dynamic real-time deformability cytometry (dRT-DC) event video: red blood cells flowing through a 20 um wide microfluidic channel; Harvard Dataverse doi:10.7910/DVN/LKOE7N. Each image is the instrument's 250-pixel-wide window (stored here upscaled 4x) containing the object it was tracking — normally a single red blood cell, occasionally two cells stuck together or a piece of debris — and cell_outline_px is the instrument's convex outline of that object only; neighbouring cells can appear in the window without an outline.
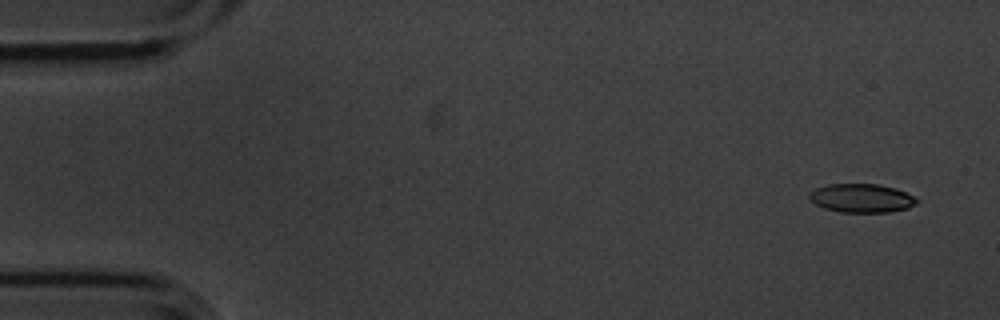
{"species": "common noctule bat (a hibernating species)", "species_latin": "Nyctalus noctula", "temperature_condition": "cold", "stored_images_in_passage": 5, "camera_frame_rate_fps": 3000, "um_per_image_px": 0.085, "animal": {"sex": "male", "body_mass_g": 20.1, "forearm_length_mm": 53.5}, "frame": {"image": 1, "passage_image": 1, "time_ms": 0.0, "image_size_px": [1000, 320], "cell_outline_px": [[920, 200], [916, 204], [908, 208], [892, 212], [840, 212], [824, 208], [816, 204], [808, 196], [816, 188], [828, 184], [880, 184], [896, 188]], "centroid_in_image_um": [73.27, 16.84], "position_along_channel_um": 11.7, "area_um2": 17.92}}
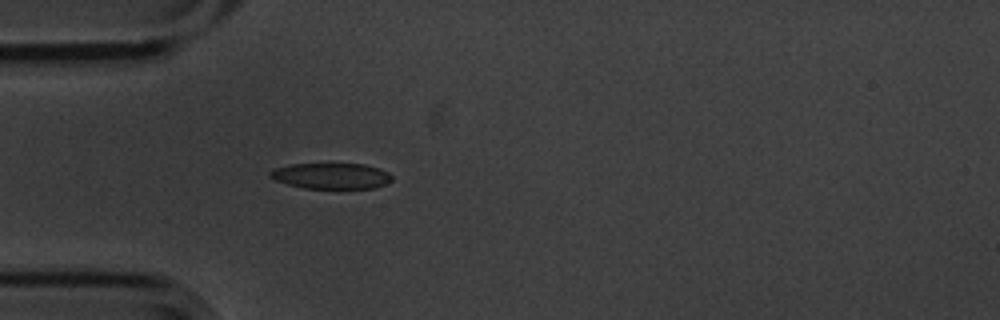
{"frame": {"image": 2, "passage_image": 5, "time_ms": 1.333, "image_size_px": [1000, 320], "cell_outline_px": [[392, 180], [384, 184], [372, 188], [304, 188], [288, 184], [276, 180], [268, 176], [268, 172], [276, 168], [288, 164], [364, 164], [380, 168], [388, 172], [392, 176]], "centroid_in_image_um": [28.15, 14.94], "position_along_channel_um": 56.9, "area_um2": 18.26}}